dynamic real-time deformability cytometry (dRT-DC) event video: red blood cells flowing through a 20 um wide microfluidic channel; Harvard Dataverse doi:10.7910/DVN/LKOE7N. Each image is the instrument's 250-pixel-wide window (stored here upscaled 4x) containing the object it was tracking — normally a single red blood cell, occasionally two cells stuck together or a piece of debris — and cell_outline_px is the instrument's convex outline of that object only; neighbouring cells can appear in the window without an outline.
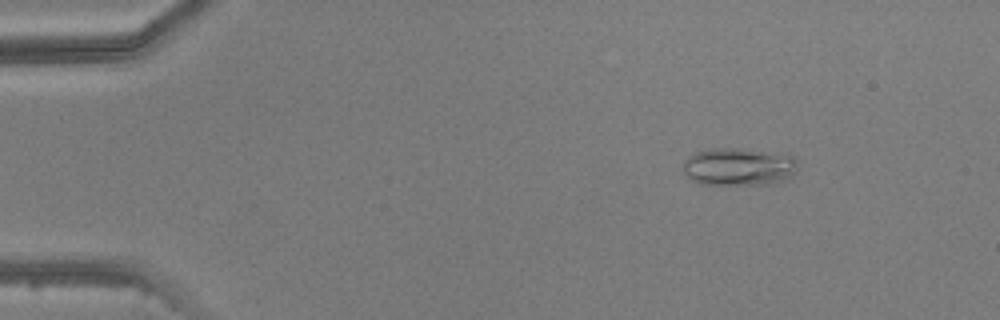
{"species": "common noctule bat (a hibernating species)", "species_latin": "Nyctalus noctula", "temperature_condition": "warm", "stored_images_in_passage": 4, "camera_frame_rate_fps": 3000, "um_per_image_px": 0.085, "animal": {"sex": "male", "body_mass_g": 20.5, "forearm_length_mm": 52.5}, "frame": {"image": 1, "passage_image": 1, "time_ms": 0.0, "image_size_px": [1000, 320], "cell_outline_px": [[796, 172], [792, 176], [776, 184], [700, 184], [692, 180], [684, 172], [684, 160], [688, 156], [696, 152], [712, 148], [740, 148], [788, 152], [796, 156]], "centroid_in_image_um": [62.88, 14.14], "position_along_channel_um": 22.1, "area_um2": 25.89}}